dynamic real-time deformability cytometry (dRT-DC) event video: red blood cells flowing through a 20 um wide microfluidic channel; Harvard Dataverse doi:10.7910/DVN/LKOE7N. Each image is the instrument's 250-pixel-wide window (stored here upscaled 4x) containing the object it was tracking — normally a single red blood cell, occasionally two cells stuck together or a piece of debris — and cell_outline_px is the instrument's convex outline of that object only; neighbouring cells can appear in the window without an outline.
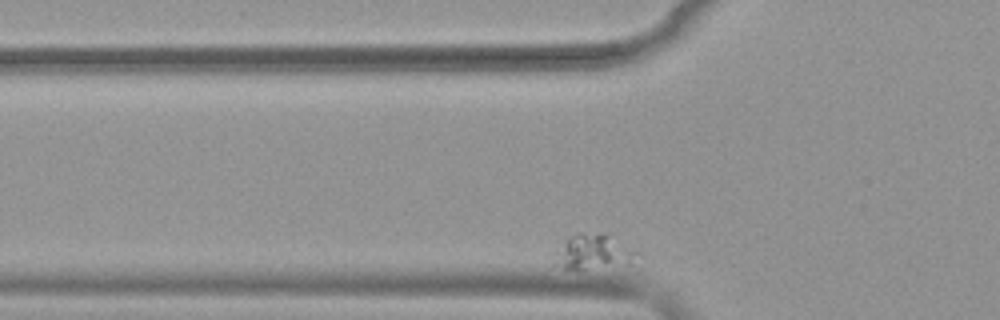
{"species": "common noctule bat (a hibernating species)", "species_latin": "Nyctalus noctula", "temperature_condition": "warm", "stored_images_in_passage": 38, "camera_frame_rate_fps": 3000, "um_per_image_px": 0.085, "animal": {"sex": "female", "body_mass_g": 19.9}, "frame": {"image": 1, "passage_image": 3, "time_ms": 0.667, "image_size_px": [1000, 320], "cell_outline_px": [[640, 252], [628, 264], [584, 268], [564, 268], [556, 252], [564, 240], [580, 232], [604, 236], [636, 248]], "centroid_in_image_um": [50.51, 21.4], "position_along_channel_um": 75.3, "area_um2": 15.43}}
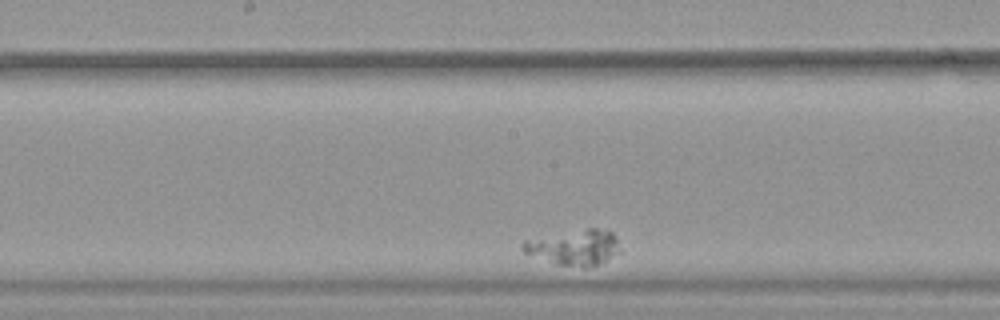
{"frame": {"image": 2, "passage_image": 17, "time_ms": 5.333, "image_size_px": [1000, 320], "cell_outline_px": [[620, 252], [588, 268], [584, 268], [552, 264], [524, 252], [520, 248], [520, 244], [524, 240], [588, 228], [596, 228], [612, 232], [616, 236]], "centroid_in_image_um": [48.77, 21.04], "position_along_channel_um": 199.4, "area_um2": 20.0}}
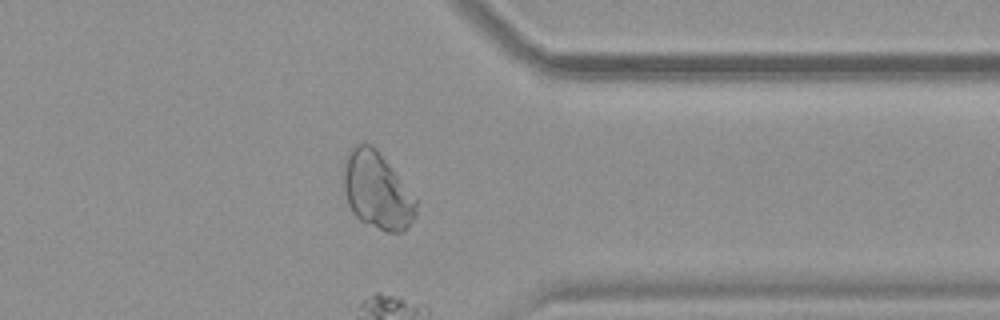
{"frame": {"image": 3, "passage_image": 36, "time_ms": 11.667, "image_size_px": [1000, 320], "cell_outline_px": [[416, 216], [404, 232], [388, 232], [360, 220], [352, 212], [348, 204], [344, 192], [344, 156], [356, 144], [372, 144], [376, 148], [416, 200]], "centroid_in_image_um": [32.02, 16.21], "position_along_channel_um": 379.4, "area_um2": 32.02}}